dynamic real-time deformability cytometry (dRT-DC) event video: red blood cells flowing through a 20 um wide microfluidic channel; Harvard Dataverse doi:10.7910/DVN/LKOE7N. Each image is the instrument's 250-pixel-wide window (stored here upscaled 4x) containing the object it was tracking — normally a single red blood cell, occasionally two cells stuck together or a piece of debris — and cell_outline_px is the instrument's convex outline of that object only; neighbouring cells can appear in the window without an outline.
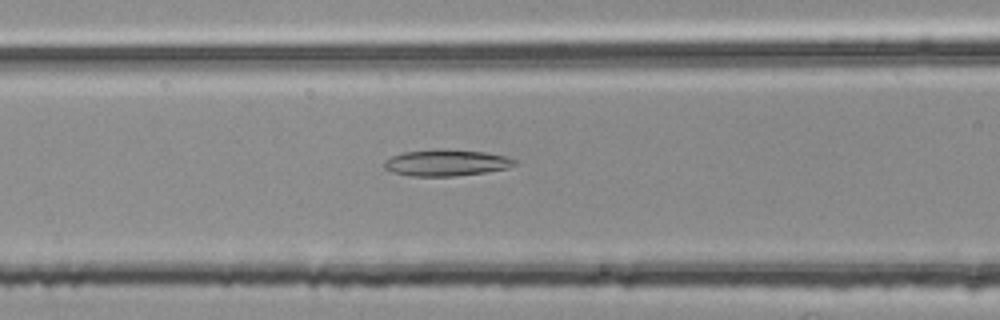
{"species": "common noctule bat (a hibernating species)", "species_latin": "Nyctalus noctula", "temperature_condition": "room temperature", "stored_images_in_passage": 37, "camera_frame_rate_fps": 3000, "um_per_image_px": 0.085, "animal": {"sex": "female", "body_mass_g": 25.1}, "frame": {"image": 1, "passage_image": 5, "time_ms": 1.333, "image_size_px": [1000, 320], "cell_outline_px": [[520, 160], [516, 164], [508, 168], [484, 172], [452, 176], [412, 176], [392, 172], [384, 168], [384, 160], [392, 156], [404, 152], [436, 148], [444, 148], [484, 152], [504, 156]], "centroid_in_image_um": [37.93, 13.82], "position_along_channel_um": 128.7, "area_um2": 20.23}}
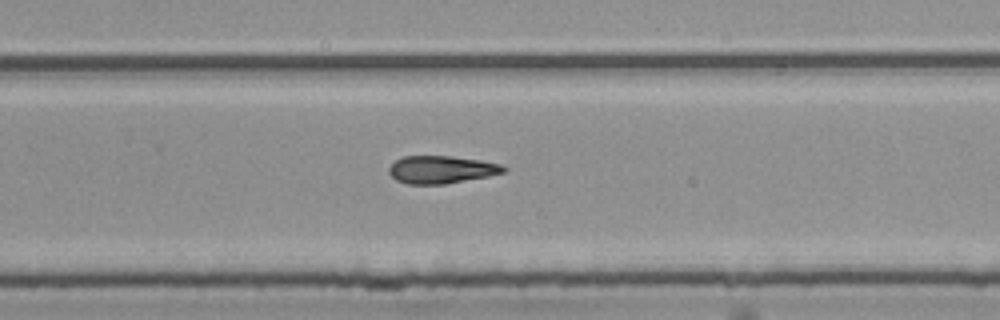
{"frame": {"image": 2, "passage_image": 18, "time_ms": 5.667, "image_size_px": [1000, 320], "cell_outline_px": [[508, 168], [504, 172], [488, 176], [444, 184], [408, 184], [396, 180], [388, 172], [388, 168], [396, 160], [404, 156], [452, 156], [480, 160], [500, 164]], "centroid_in_image_um": [37.5, 14.41], "position_along_channel_um": 292.3, "area_um2": 18.38}}
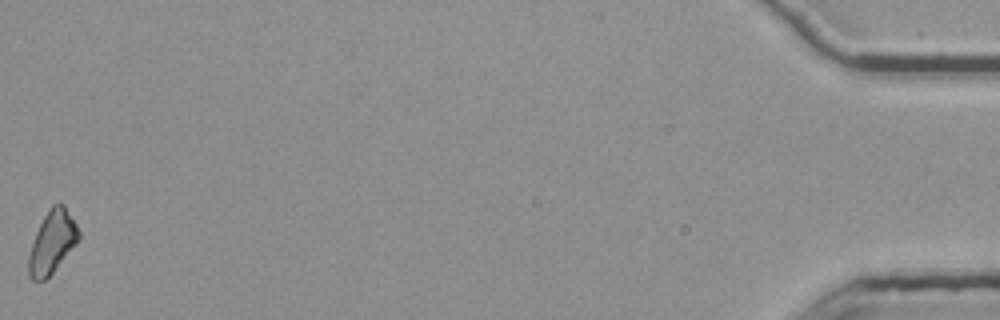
{"frame": {"image": 3, "passage_image": 37, "time_ms": 12.0, "image_size_px": [1000, 320], "cell_outline_px": [[80, 236], [76, 244], [52, 272], [44, 280], [32, 280], [28, 276], [28, 256], [36, 232], [44, 216], [52, 204], [64, 204], [76, 224], [80, 232]], "centroid_in_image_um": [4.43, 20.57], "position_along_channel_um": 430.8, "area_um2": 17.92}}